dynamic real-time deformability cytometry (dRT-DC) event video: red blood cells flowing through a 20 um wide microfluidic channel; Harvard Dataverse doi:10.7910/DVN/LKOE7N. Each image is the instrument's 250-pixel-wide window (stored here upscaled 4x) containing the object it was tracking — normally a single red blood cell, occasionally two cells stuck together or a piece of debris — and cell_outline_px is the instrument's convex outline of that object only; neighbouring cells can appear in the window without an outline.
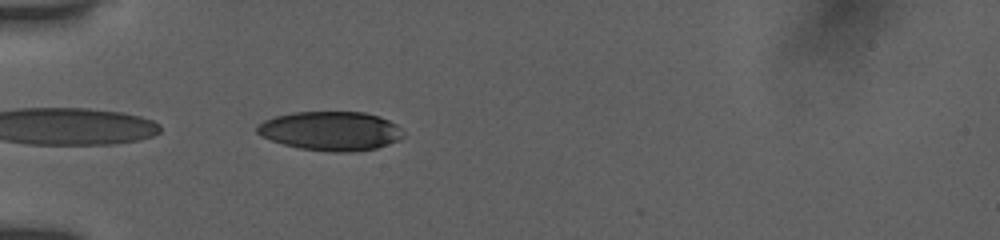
{"species": "human", "species_latin": "Homo sapiens", "temperature_condition": "room temperature", "stored_images_in_passage": 37, "camera_frame_rate_fps": 3000, "um_per_image_px": 0.085, "donor": {"sex": "female"}, "frame": {"image": 1, "passage_image": 1, "time_ms": 0.0, "image_size_px": [1000, 240], "cell_outline_px": [[404, 136], [396, 140], [376, 148], [348, 152], [332, 152], [300, 148], [284, 144], [260, 136], [256, 132], [256, 128], [264, 120], [276, 116], [292, 112], [364, 112], [380, 116], [396, 124], [400, 128]], "centroid_in_image_um": [28.09, 11.12], "position_along_channel_um": 56.9, "area_um2": 33.06}}
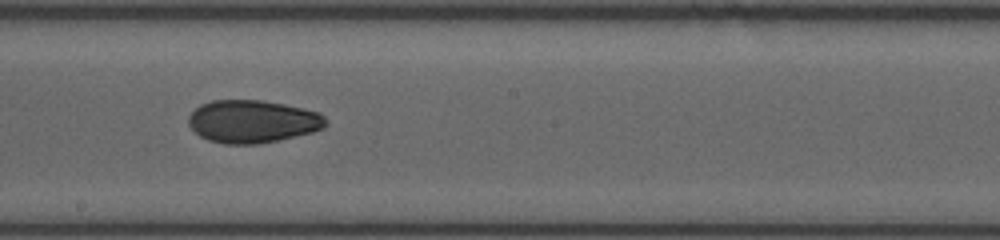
{"frame": {"image": 2, "passage_image": 15, "time_ms": 4.667, "image_size_px": [1000, 240], "cell_outline_px": [[328, 124], [324, 128], [312, 132], [276, 140], [256, 144], [224, 144], [208, 140], [200, 136], [188, 124], [188, 116], [200, 104], [212, 100], [264, 100], [304, 108], [320, 112], [328, 120]], "centroid_in_image_um": [21.48, 10.31], "position_along_channel_um": 226.7, "area_um2": 34.33}}
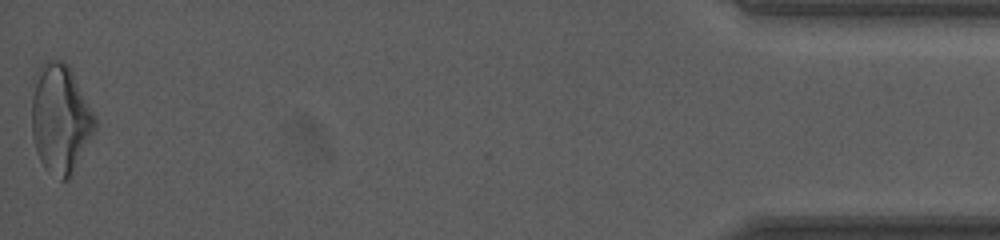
{"frame": {"image": 3, "passage_image": 37, "time_ms": 12.0, "image_size_px": [1000, 240], "cell_outline_px": [[96, 128], [72, 176], [68, 180], [60, 180], [48, 172], [44, 168], [36, 152], [32, 136], [32, 76], [40, 64], [44, 60], [64, 60], [68, 64], [96, 116]], "centroid_in_image_um": [5.11, 10.08], "position_along_channel_um": 430.1, "area_um2": 40.98}, "authors_computed_cell_mechanics": {"area_um2": 34.8534, "velocity_mm_per_s": 3.91, "shape_relaxation_time_tau1_ms": 5.9498, "shape_relaxation_time_tau2_ms": 2.6107, "deformation_change_tau1": 0.1672, "deformation_change_tau2": 0.074}}